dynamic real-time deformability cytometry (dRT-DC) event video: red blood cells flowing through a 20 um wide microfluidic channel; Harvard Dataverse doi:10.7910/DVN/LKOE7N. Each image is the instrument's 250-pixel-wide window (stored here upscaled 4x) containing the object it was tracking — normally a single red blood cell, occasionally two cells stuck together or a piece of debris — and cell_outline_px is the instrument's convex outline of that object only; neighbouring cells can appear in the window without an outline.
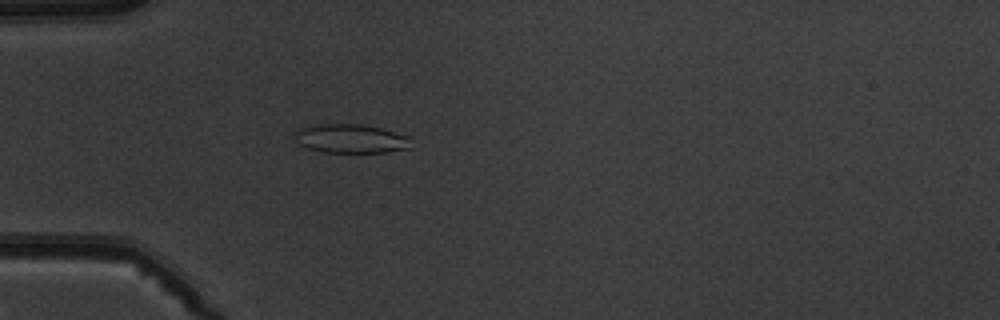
{"species": "common noctule bat (a hibernating species)", "species_latin": "Nyctalus noctula", "temperature_condition": "warm", "stored_images_in_passage": 1, "camera_frame_rate_fps": 3000, "um_per_image_px": 0.085, "animal": {"sex": "male", "body_mass_g": 19.5, "forearm_length_mm": 54.6}, "frame": {"image": 1, "passage_image": 1, "time_ms": 0.0, "image_size_px": [1000, 320], "cell_outline_px": [[412, 148], [384, 152], [324, 152], [304, 148], [296, 140], [296, 132], [300, 128], [320, 124], [360, 124], [380, 128], [408, 136]], "centroid_in_image_um": [29.82, 11.79], "position_along_channel_um": 55.2, "area_um2": 19.42}}